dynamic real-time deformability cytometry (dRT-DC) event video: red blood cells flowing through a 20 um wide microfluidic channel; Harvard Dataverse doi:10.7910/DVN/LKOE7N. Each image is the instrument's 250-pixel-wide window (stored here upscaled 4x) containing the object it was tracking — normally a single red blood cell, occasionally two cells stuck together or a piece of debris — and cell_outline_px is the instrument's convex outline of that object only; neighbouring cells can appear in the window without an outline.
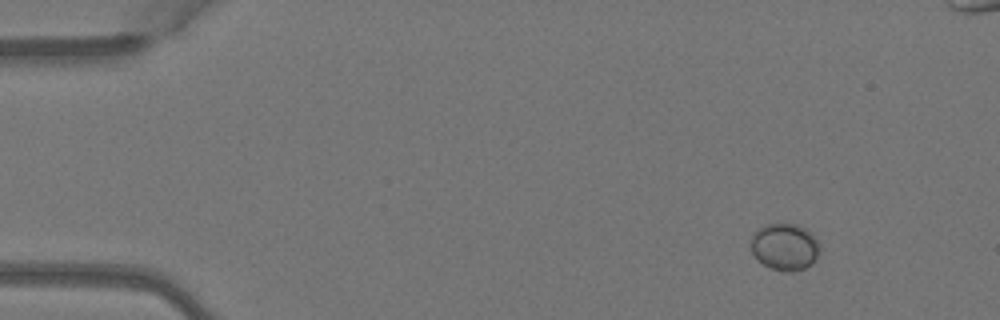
{"species": "Egyptian fruit bat (a non-hibernating species)", "species_latin": "Rousettus aegyptiacus", "temperature_condition": "warm", "stored_images_in_passage": 7, "camera_frame_rate_fps": 3000, "um_per_image_px": 0.085, "animal": {"sex": "female"}, "frame": {"image": 1, "passage_image": 1, "time_ms": 0.0, "image_size_px": [1000, 320], "cell_outline_px": [[820, 248], [812, 264], [804, 268], [792, 272], [780, 272], [756, 260], [748, 244], [752, 236], [760, 228], [768, 224], [796, 224], [804, 228], [816, 240]], "centroid_in_image_um": [66.65, 21.01], "position_along_channel_um": 18.3, "area_um2": 18.73}}
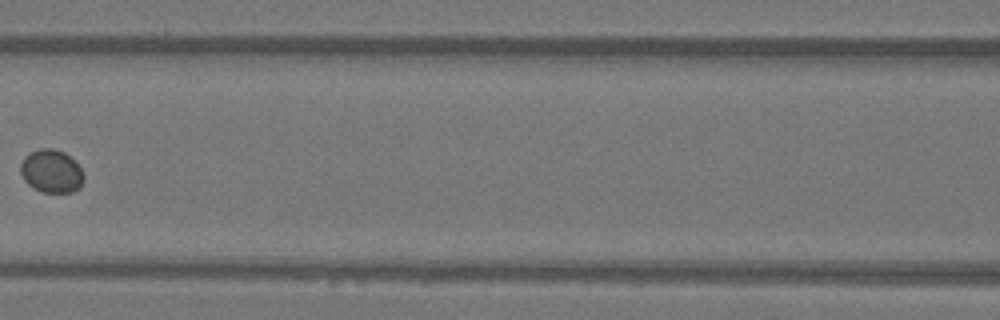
{"frame": {"image": 2, "passage_image": 6, "time_ms": 1.667, "image_size_px": [1000, 320], "cell_outline_px": [[84, 180], [80, 188], [72, 192], [40, 192], [28, 184], [24, 180], [20, 172], [20, 164], [24, 156], [28, 152], [40, 148], [52, 148], [64, 152], [80, 168], [84, 176]], "centroid_in_image_um": [4.34, 14.55], "position_along_channel_um": 162.3, "area_um2": 15.95}}
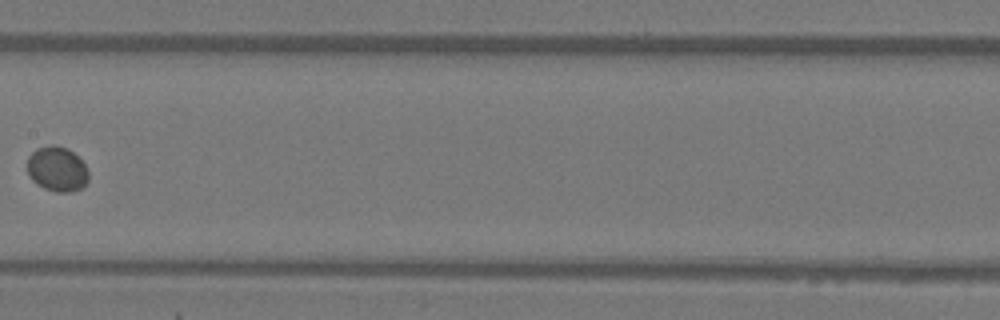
{"frame": {"image": 3, "passage_image": 7, "time_ms": 2.0, "image_size_px": [1000, 320], "cell_outline_px": [[88, 180], [80, 188], [68, 192], [56, 192], [44, 188], [36, 184], [32, 180], [28, 172], [28, 156], [36, 148], [52, 144], [56, 144], [68, 148], [88, 168]], "centroid_in_image_um": [4.84, 14.35], "position_along_channel_um": 202.6, "area_um2": 16.01}}